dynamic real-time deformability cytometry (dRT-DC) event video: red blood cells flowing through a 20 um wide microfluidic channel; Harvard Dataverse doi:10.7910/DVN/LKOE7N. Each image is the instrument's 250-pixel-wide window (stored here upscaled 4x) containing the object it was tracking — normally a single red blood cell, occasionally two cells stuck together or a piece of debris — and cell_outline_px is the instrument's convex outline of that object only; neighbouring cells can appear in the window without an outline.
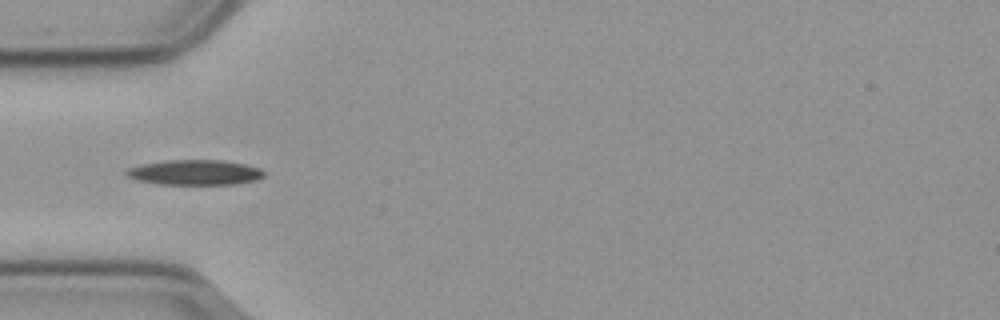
{"species": "common noctule bat (a hibernating species)", "species_latin": "Nyctalus noctula", "temperature_condition": "cold", "stored_images_in_passage": 12, "camera_frame_rate_fps": 3000, "um_per_image_px": 0.085, "animal": {"sex": "male", "body_mass_g": 23.1, "forearm_length_mm": 52.7}, "frame": {"image": 1, "passage_image": 1, "time_ms": 0.0, "image_size_px": [1000, 320], "cell_outline_px": [[264, 176], [256, 180], [236, 184], [156, 184], [140, 180], [128, 176], [124, 172], [128, 168], [144, 164], [168, 160], [224, 160], [244, 164], [260, 168], [264, 172]], "centroid_in_image_um": [16.6, 14.65], "position_along_channel_um": 68.4, "area_um2": 20.0}}
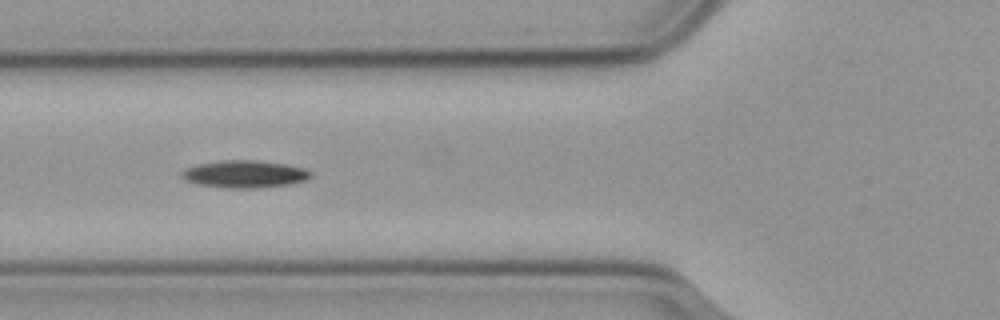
{"frame": {"image": 2, "passage_image": 4, "time_ms": 1.0, "image_size_px": [1000, 320], "cell_outline_px": [[312, 176], [308, 180], [292, 184], [256, 188], [224, 188], [196, 184], [184, 180], [180, 176], [180, 172], [184, 168], [196, 164], [220, 160], [256, 160], [284, 164], [304, 168], [312, 172]], "centroid_in_image_um": [20.76, 14.8], "position_along_channel_um": 105.0, "area_um2": 20.98}}